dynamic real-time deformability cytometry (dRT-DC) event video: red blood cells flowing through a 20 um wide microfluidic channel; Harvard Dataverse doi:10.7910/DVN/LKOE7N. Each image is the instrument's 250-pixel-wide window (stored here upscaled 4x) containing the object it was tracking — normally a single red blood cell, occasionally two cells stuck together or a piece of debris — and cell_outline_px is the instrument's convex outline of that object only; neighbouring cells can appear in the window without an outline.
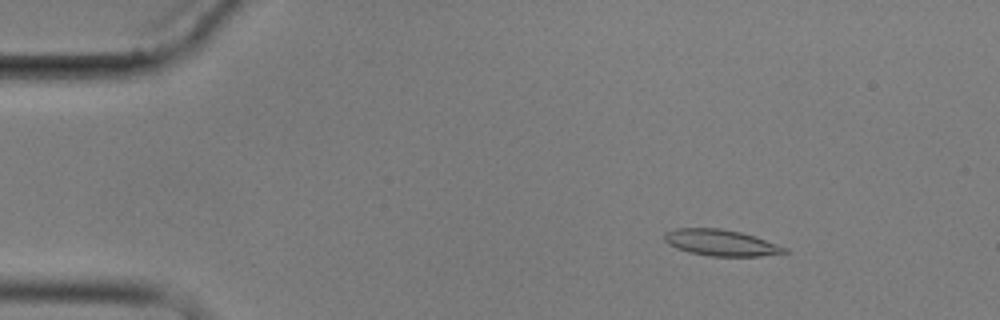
{"species": "common noctule bat (a hibernating species)", "species_latin": "Nyctalus noctula", "temperature_condition": "cold", "stored_images_in_passage": 4, "camera_frame_rate_fps": 3000, "um_per_image_px": 0.085, "animal": {"sex": "male", "body_mass_g": 17.9}, "frame": {"image": 1, "passage_image": 1, "time_ms": 0.0, "image_size_px": [1000, 320], "cell_outline_px": [[788, 252], [760, 256], [708, 256], [688, 252], [676, 248], [668, 244], [664, 240], [664, 232], [676, 228], [720, 228], [740, 232], [788, 248]], "centroid_in_image_um": [61.22, 20.63], "position_along_channel_um": 23.8, "area_um2": 18.26}}